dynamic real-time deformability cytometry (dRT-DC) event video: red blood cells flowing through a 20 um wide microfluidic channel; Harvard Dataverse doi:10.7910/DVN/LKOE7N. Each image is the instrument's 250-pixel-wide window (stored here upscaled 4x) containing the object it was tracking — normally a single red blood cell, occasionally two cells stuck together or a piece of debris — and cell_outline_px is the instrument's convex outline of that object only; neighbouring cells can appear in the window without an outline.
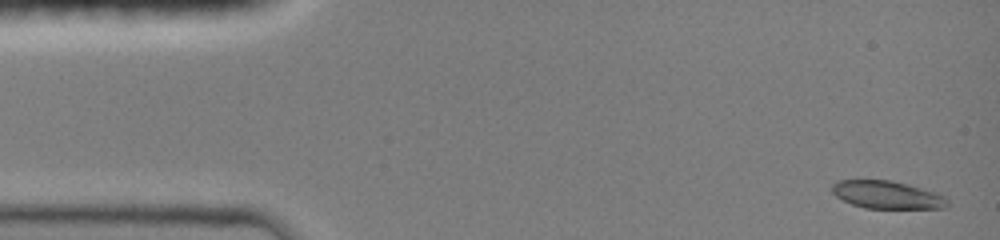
{"species": "common noctule bat (a hibernating species)", "species_latin": "Nyctalus noctula", "temperature_condition": "room temperature", "stored_images_in_passage": 6, "camera_frame_rate_fps": 3000, "um_per_image_px": 0.085, "animal": {"sex": "female", "body_mass_g": 19.0, "forearm_length_mm": 51.5}, "frame": {"image": 1, "passage_image": 1, "time_ms": 0.0, "image_size_px": [1000, 240], "cell_outline_px": [[948, 204], [944, 208], [864, 208], [852, 204], [836, 196], [832, 192], [832, 184], [836, 180], [888, 180], [920, 188], [944, 196], [948, 200]], "centroid_in_image_um": [75.35, 16.56], "position_along_channel_um": 9.7, "area_um2": 18.32}}
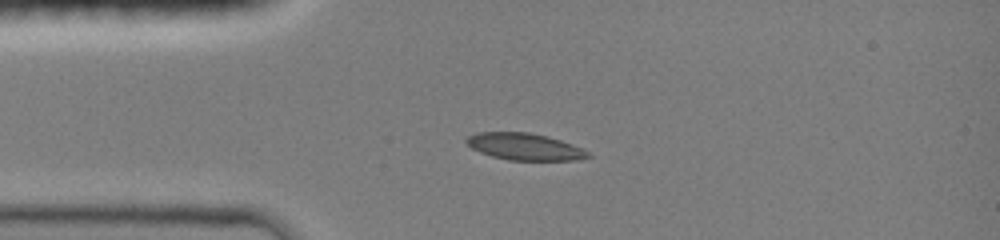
{"frame": {"image": 2, "passage_image": 5, "time_ms": 3.0, "image_size_px": [1000, 240], "cell_outline_px": [[592, 156], [576, 160], [508, 160], [492, 156], [480, 152], [472, 148], [464, 140], [468, 136], [480, 132], [528, 132], [548, 136], [560, 140], [580, 148], [588, 152]], "centroid_in_image_um": [44.57, 12.46], "position_along_channel_um": 40.4, "area_um2": 18.84}}